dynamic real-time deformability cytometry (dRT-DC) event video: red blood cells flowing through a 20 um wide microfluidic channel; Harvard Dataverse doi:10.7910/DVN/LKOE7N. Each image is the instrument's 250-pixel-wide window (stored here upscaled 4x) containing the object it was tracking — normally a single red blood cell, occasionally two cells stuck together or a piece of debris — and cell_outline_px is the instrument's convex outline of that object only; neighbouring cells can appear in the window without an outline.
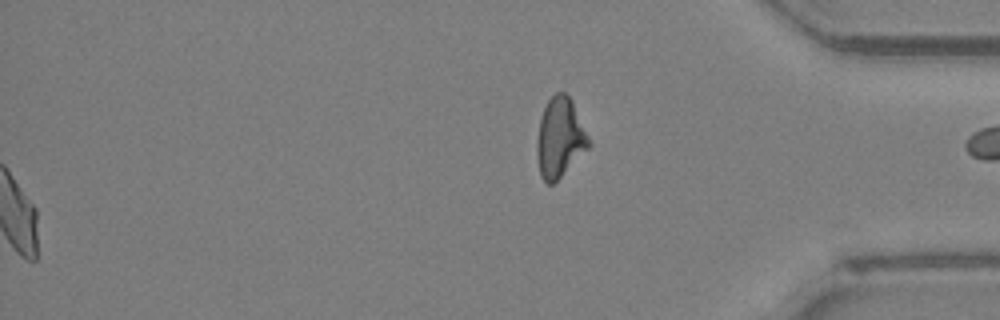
{"species": "Egyptian fruit bat (a non-hibernating species)", "species_latin": "Rousettus aegyptiacus", "temperature_condition": "room temperature", "stored_images_in_passage": 51, "segment_of_instrument_passage": [2, 2], "camera_frame_rate_fps": 3000, "um_per_image_px": 0.085, "animal": {"sex": "female"}, "frame": {"image": 1, "passage_image": 51, "time_ms": 16.667, "image_size_px": [1000, 320], "cell_outline_px": [[592, 144], [552, 184], [548, 184], [540, 176], [536, 156], [536, 144], [540, 120], [544, 108], [548, 100], [556, 92], [564, 92], [572, 100]], "centroid_in_image_um": [47.57, 11.7], "position_along_channel_um": 387.6, "area_um2": 23.76}}